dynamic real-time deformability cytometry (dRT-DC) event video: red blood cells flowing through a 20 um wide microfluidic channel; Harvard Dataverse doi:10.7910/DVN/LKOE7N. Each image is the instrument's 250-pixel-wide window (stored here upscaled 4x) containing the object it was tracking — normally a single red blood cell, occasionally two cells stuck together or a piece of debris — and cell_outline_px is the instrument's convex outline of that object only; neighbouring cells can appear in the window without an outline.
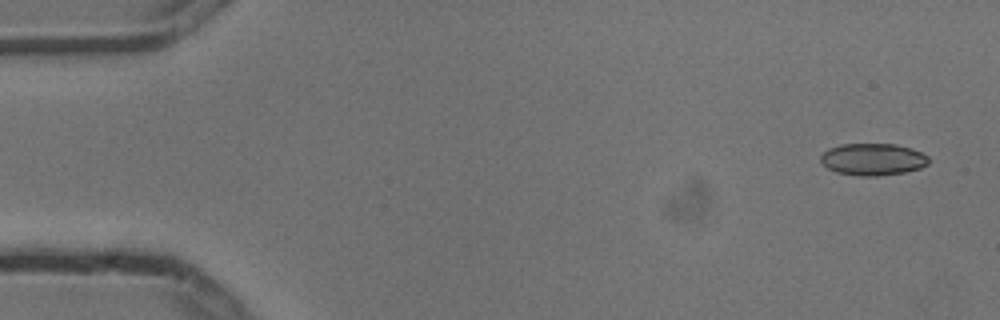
{"species": "common noctule bat (a hibernating species)", "species_latin": "Nyctalus noctula", "temperature_condition": "cold", "stored_images_in_passage": 4, "camera_frame_rate_fps": 3000, "um_per_image_px": 0.085, "animal": {"sex": "male", "body_mass_g": 13.3}, "frame": {"image": 1, "passage_image": 1, "time_ms": 0.0, "image_size_px": [1000, 320], "cell_outline_px": [[928, 164], [920, 168], [904, 172], [876, 176], [860, 176], [836, 172], [828, 168], [820, 160], [820, 156], [828, 148], [840, 144], [896, 144], [912, 148], [928, 156]], "centroid_in_image_um": [74.18, 13.53], "position_along_channel_um": 10.8, "area_um2": 20.11}}
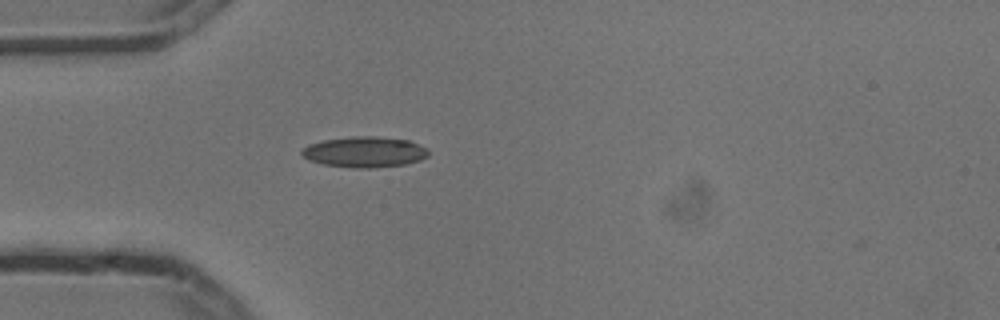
{"frame": {"image": 2, "passage_image": 4, "time_ms": 1.0, "image_size_px": [1000, 320], "cell_outline_px": [[428, 156], [420, 160], [404, 164], [372, 168], [356, 168], [324, 164], [308, 160], [300, 152], [308, 144], [324, 140], [352, 136], [376, 136], [408, 140], [428, 148]], "centroid_in_image_um": [31.0, 12.91], "position_along_channel_um": 54.0, "area_um2": 22.6}}